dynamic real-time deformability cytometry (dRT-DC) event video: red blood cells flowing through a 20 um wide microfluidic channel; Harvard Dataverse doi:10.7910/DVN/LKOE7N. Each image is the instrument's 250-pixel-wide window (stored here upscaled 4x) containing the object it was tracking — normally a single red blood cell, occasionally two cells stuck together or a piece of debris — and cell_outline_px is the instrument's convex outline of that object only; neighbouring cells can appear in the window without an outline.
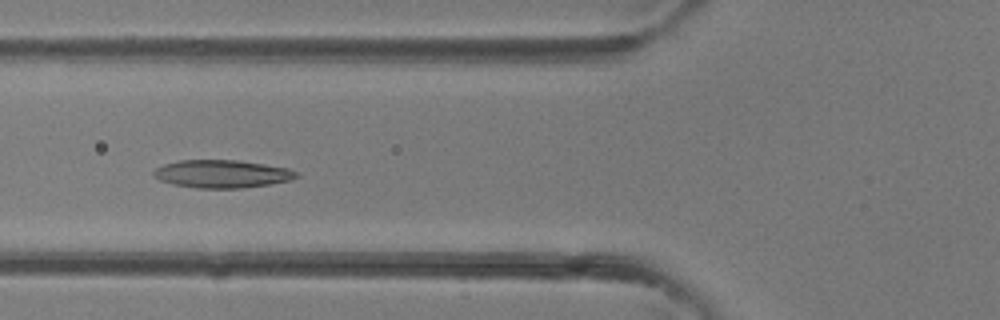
{"species": "common noctule bat (a hibernating species)", "species_latin": "Nyctalus noctula", "temperature_condition": "room temperature", "stored_images_in_passage": 35, "camera_frame_rate_fps": 3000, "um_per_image_px": 0.085, "animal": {"sex": "female"}, "frame": {"image": 1, "passage_image": 15, "time_ms": 4.667, "image_size_px": [1000, 320], "cell_outline_px": [[300, 176], [292, 180], [268, 184], [240, 188], [196, 188], [172, 184], [160, 180], [152, 172], [156, 168], [164, 164], [180, 160], [236, 160], [264, 164], [288, 168], [296, 172]], "centroid_in_image_um": [18.88, 14.78], "position_along_channel_um": 106.9, "area_um2": 23.06}}
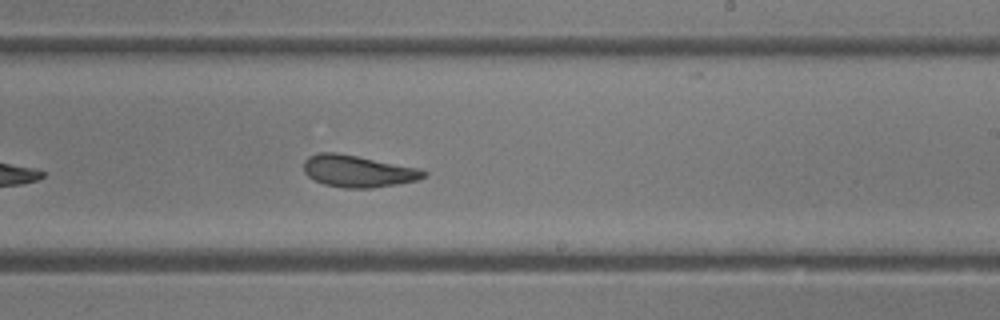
{"frame": {"image": 2, "passage_image": 24, "time_ms": 7.667, "image_size_px": [1000, 320], "cell_outline_px": [[428, 172], [424, 176], [416, 180], [396, 184], [372, 188], [344, 188], [324, 184], [308, 176], [304, 172], [304, 160], [308, 156], [320, 152], [336, 152], [420, 168]], "centroid_in_image_um": [30.41, 14.54], "position_along_channel_um": 258.6, "area_um2": 22.2}}
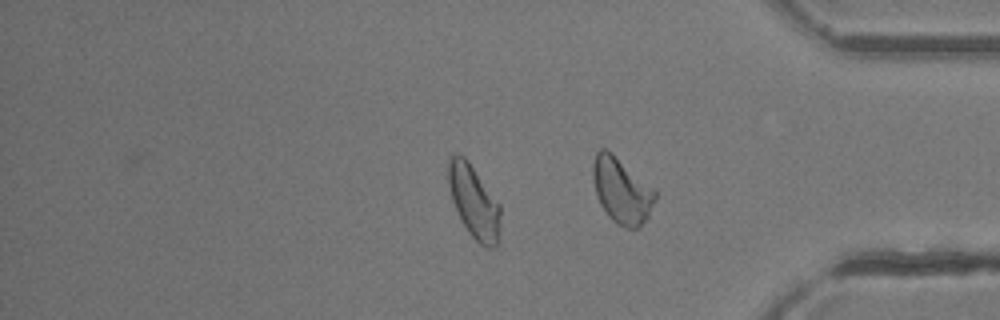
{"frame": {"image": 3, "passage_image": 32, "time_ms": 10.333, "image_size_px": [1000, 320], "cell_outline_px": [[500, 216], [496, 248], [484, 248], [468, 232], [452, 200], [448, 184], [448, 160], [456, 152], [464, 156], [468, 160], [500, 204]], "centroid_in_image_um": [40.28, 17.12], "position_along_channel_um": 394.9, "area_um2": 21.91}}